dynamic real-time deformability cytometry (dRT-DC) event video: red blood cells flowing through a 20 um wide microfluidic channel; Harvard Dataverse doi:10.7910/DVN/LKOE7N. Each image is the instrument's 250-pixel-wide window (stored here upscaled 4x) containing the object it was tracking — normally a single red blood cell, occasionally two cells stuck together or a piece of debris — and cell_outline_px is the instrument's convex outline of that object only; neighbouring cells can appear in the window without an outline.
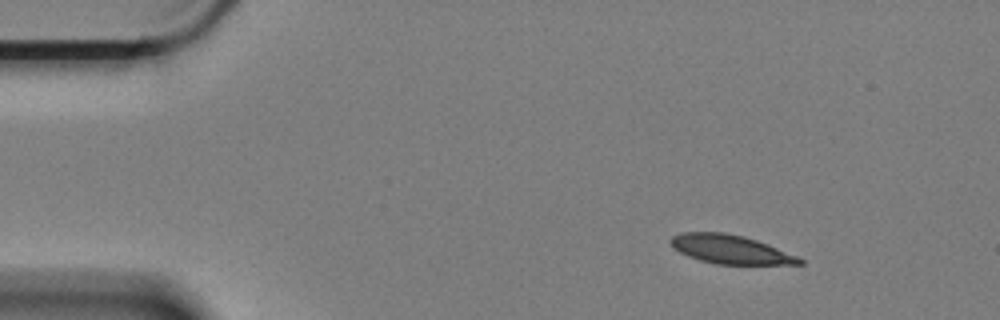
{"species": "Egyptian fruit bat (a non-hibernating species)", "species_latin": "Rousettus aegyptiacus", "temperature_condition": "cold", "stored_images_in_passage": 53, "camera_frame_rate_fps": 3000, "um_per_image_px": 0.085, "animal": {"sex": "female"}, "frame": {"image": 1, "passage_image": 1, "time_ms": 0.0, "image_size_px": [1000, 320], "cell_outline_px": [[804, 264], [716, 264], [700, 260], [688, 256], [672, 248], [668, 240], [672, 236], [680, 232], [724, 232], [744, 236], [768, 244], [796, 256], [804, 260]], "centroid_in_image_um": [62.03, 21.18], "position_along_channel_um": 23.0, "area_um2": 21.62}}
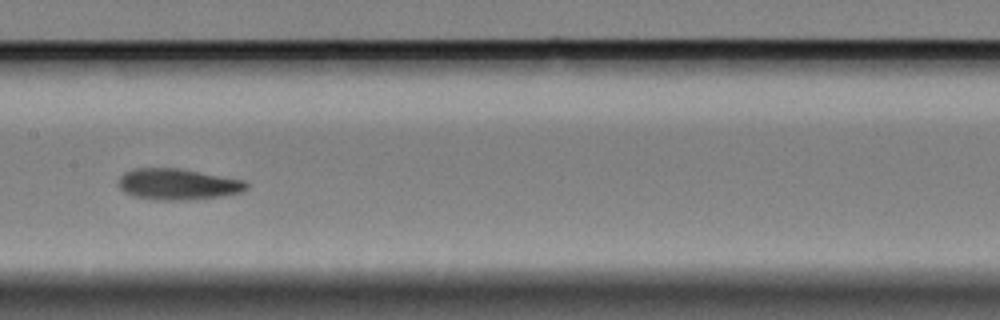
{"frame": {"image": 2, "passage_image": 23, "time_ms": 7.333, "image_size_px": [1000, 320], "cell_outline_px": [[248, 188], [244, 192], [220, 196], [188, 200], [152, 200], [136, 196], [124, 192], [120, 188], [120, 176], [124, 172], [132, 168], [180, 168], [248, 180]], "centroid_in_image_um": [15.17, 15.65], "position_along_channel_um": 192.2, "area_um2": 23.52}}
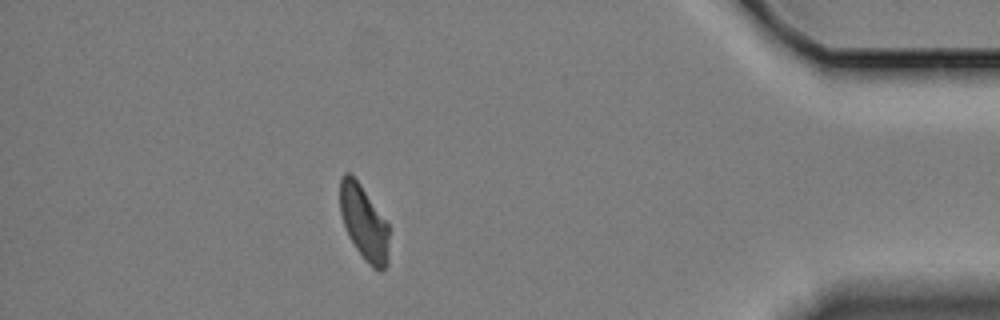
{"frame": {"image": 3, "passage_image": 46, "time_ms": 15.0, "image_size_px": [1000, 320], "cell_outline_px": [[388, 264], [380, 272], [372, 268], [364, 260], [348, 236], [340, 212], [340, 176], [344, 172], [348, 172], [360, 184], [388, 224]], "centroid_in_image_um": [30.93, 18.96], "position_along_channel_um": 404.3, "area_um2": 21.27}, "authors_computed_cell_mechanics": {"area_um2": 23.0044, "velocity_mm_per_s": 3.3278, "shape_relaxation_time_tau1_ms": 4.4569, "shape_relaxation_time_tau2_ms": 4.0953, "deformation_change_tau1": 0.1392, "deformation_change_tau2": 0.0911}}